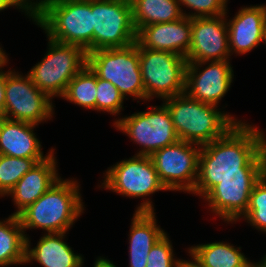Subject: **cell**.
<instances>
[{
	"instance_id": "6da1fadb",
	"label": "cell",
	"mask_w": 266,
	"mask_h": 267,
	"mask_svg": "<svg viewBox=\"0 0 266 267\" xmlns=\"http://www.w3.org/2000/svg\"><path fill=\"white\" fill-rule=\"evenodd\" d=\"M265 172V134L257 126L243 121L201 147L198 178L191 193L203 198L224 178L262 177Z\"/></svg>"
},
{
	"instance_id": "7a4b0ae2",
	"label": "cell",
	"mask_w": 266,
	"mask_h": 267,
	"mask_svg": "<svg viewBox=\"0 0 266 267\" xmlns=\"http://www.w3.org/2000/svg\"><path fill=\"white\" fill-rule=\"evenodd\" d=\"M32 21L55 41L93 51L91 0H36Z\"/></svg>"
},
{
	"instance_id": "3957f363",
	"label": "cell",
	"mask_w": 266,
	"mask_h": 267,
	"mask_svg": "<svg viewBox=\"0 0 266 267\" xmlns=\"http://www.w3.org/2000/svg\"><path fill=\"white\" fill-rule=\"evenodd\" d=\"M77 180L60 178L34 203L18 214L21 226L26 229H42L47 233L65 232L84 210Z\"/></svg>"
},
{
	"instance_id": "277c9868",
	"label": "cell",
	"mask_w": 266,
	"mask_h": 267,
	"mask_svg": "<svg viewBox=\"0 0 266 267\" xmlns=\"http://www.w3.org/2000/svg\"><path fill=\"white\" fill-rule=\"evenodd\" d=\"M162 101L171 115L179 140L185 142L203 146L242 122L229 113L221 112L215 105L189 97L185 92Z\"/></svg>"
},
{
	"instance_id": "5b68a950",
	"label": "cell",
	"mask_w": 266,
	"mask_h": 267,
	"mask_svg": "<svg viewBox=\"0 0 266 267\" xmlns=\"http://www.w3.org/2000/svg\"><path fill=\"white\" fill-rule=\"evenodd\" d=\"M87 65L98 78L111 82L123 95L145 101L139 62V43L87 53Z\"/></svg>"
},
{
	"instance_id": "8992f818",
	"label": "cell",
	"mask_w": 266,
	"mask_h": 267,
	"mask_svg": "<svg viewBox=\"0 0 266 267\" xmlns=\"http://www.w3.org/2000/svg\"><path fill=\"white\" fill-rule=\"evenodd\" d=\"M102 185L119 195L141 198L143 202L135 212H154V205L147 196L158 191H168L160 181L150 156L134 155L109 167ZM145 200H144V198Z\"/></svg>"
},
{
	"instance_id": "52a82bcc",
	"label": "cell",
	"mask_w": 266,
	"mask_h": 267,
	"mask_svg": "<svg viewBox=\"0 0 266 267\" xmlns=\"http://www.w3.org/2000/svg\"><path fill=\"white\" fill-rule=\"evenodd\" d=\"M47 38L46 54L27 74L39 90L53 99L61 97L69 82L87 65V52L78 45Z\"/></svg>"
},
{
	"instance_id": "ba28073f",
	"label": "cell",
	"mask_w": 266,
	"mask_h": 267,
	"mask_svg": "<svg viewBox=\"0 0 266 267\" xmlns=\"http://www.w3.org/2000/svg\"><path fill=\"white\" fill-rule=\"evenodd\" d=\"M139 62L145 88V101L174 97L185 92L187 59L181 55L143 48L139 44Z\"/></svg>"
},
{
	"instance_id": "9c48e42d",
	"label": "cell",
	"mask_w": 266,
	"mask_h": 267,
	"mask_svg": "<svg viewBox=\"0 0 266 267\" xmlns=\"http://www.w3.org/2000/svg\"><path fill=\"white\" fill-rule=\"evenodd\" d=\"M148 111H141L114 121L115 128L129 136L133 143L139 144L141 150L136 155L151 156L179 140L167 107L148 106Z\"/></svg>"
},
{
	"instance_id": "30bf717a",
	"label": "cell",
	"mask_w": 266,
	"mask_h": 267,
	"mask_svg": "<svg viewBox=\"0 0 266 267\" xmlns=\"http://www.w3.org/2000/svg\"><path fill=\"white\" fill-rule=\"evenodd\" d=\"M93 51L121 48L136 42L130 0H91Z\"/></svg>"
},
{
	"instance_id": "8fae6325",
	"label": "cell",
	"mask_w": 266,
	"mask_h": 267,
	"mask_svg": "<svg viewBox=\"0 0 266 267\" xmlns=\"http://www.w3.org/2000/svg\"><path fill=\"white\" fill-rule=\"evenodd\" d=\"M52 98L39 90L28 74L5 71V108L3 118L39 125L52 119Z\"/></svg>"
},
{
	"instance_id": "7c38bea8",
	"label": "cell",
	"mask_w": 266,
	"mask_h": 267,
	"mask_svg": "<svg viewBox=\"0 0 266 267\" xmlns=\"http://www.w3.org/2000/svg\"><path fill=\"white\" fill-rule=\"evenodd\" d=\"M201 147L178 140L150 156L160 181L168 191L191 193L194 190Z\"/></svg>"
},
{
	"instance_id": "4fadbf2b",
	"label": "cell",
	"mask_w": 266,
	"mask_h": 267,
	"mask_svg": "<svg viewBox=\"0 0 266 267\" xmlns=\"http://www.w3.org/2000/svg\"><path fill=\"white\" fill-rule=\"evenodd\" d=\"M206 64L209 65L201 70V67ZM233 73L230 60L209 61V63L208 61L188 62L185 93L202 103L218 107L233 83Z\"/></svg>"
},
{
	"instance_id": "5bb4252c",
	"label": "cell",
	"mask_w": 266,
	"mask_h": 267,
	"mask_svg": "<svg viewBox=\"0 0 266 267\" xmlns=\"http://www.w3.org/2000/svg\"><path fill=\"white\" fill-rule=\"evenodd\" d=\"M227 12L217 17L192 18L187 62L230 60Z\"/></svg>"
},
{
	"instance_id": "9a60e30c",
	"label": "cell",
	"mask_w": 266,
	"mask_h": 267,
	"mask_svg": "<svg viewBox=\"0 0 266 267\" xmlns=\"http://www.w3.org/2000/svg\"><path fill=\"white\" fill-rule=\"evenodd\" d=\"M261 177L224 178L214 186L203 200L209 202V210L220 216L226 223H235L245 214L250 194Z\"/></svg>"
},
{
	"instance_id": "2e32d148",
	"label": "cell",
	"mask_w": 266,
	"mask_h": 267,
	"mask_svg": "<svg viewBox=\"0 0 266 267\" xmlns=\"http://www.w3.org/2000/svg\"><path fill=\"white\" fill-rule=\"evenodd\" d=\"M191 35V18L184 16L175 21L142 27L137 32L136 41L143 48L168 51L186 57L190 49Z\"/></svg>"
},
{
	"instance_id": "e0dca14e",
	"label": "cell",
	"mask_w": 266,
	"mask_h": 267,
	"mask_svg": "<svg viewBox=\"0 0 266 267\" xmlns=\"http://www.w3.org/2000/svg\"><path fill=\"white\" fill-rule=\"evenodd\" d=\"M226 23L231 55L251 52L262 43L266 5L241 7L232 19H226Z\"/></svg>"
},
{
	"instance_id": "ac0fdd59",
	"label": "cell",
	"mask_w": 266,
	"mask_h": 267,
	"mask_svg": "<svg viewBox=\"0 0 266 267\" xmlns=\"http://www.w3.org/2000/svg\"><path fill=\"white\" fill-rule=\"evenodd\" d=\"M54 151L45 160L38 162L11 189L6 196H11L18 215L28 205L34 203L61 178L58 176L57 161Z\"/></svg>"
},
{
	"instance_id": "d6986e66",
	"label": "cell",
	"mask_w": 266,
	"mask_h": 267,
	"mask_svg": "<svg viewBox=\"0 0 266 267\" xmlns=\"http://www.w3.org/2000/svg\"><path fill=\"white\" fill-rule=\"evenodd\" d=\"M37 124L0 118V154L17 158L46 159L55 150L46 154L34 132Z\"/></svg>"
},
{
	"instance_id": "ffe728a7",
	"label": "cell",
	"mask_w": 266,
	"mask_h": 267,
	"mask_svg": "<svg viewBox=\"0 0 266 267\" xmlns=\"http://www.w3.org/2000/svg\"><path fill=\"white\" fill-rule=\"evenodd\" d=\"M65 232L46 233L40 237L36 247L31 248V241L26 238V261H36L43 267H82L84 258L75 254L72 247L64 241Z\"/></svg>"
},
{
	"instance_id": "44dd1931",
	"label": "cell",
	"mask_w": 266,
	"mask_h": 267,
	"mask_svg": "<svg viewBox=\"0 0 266 267\" xmlns=\"http://www.w3.org/2000/svg\"><path fill=\"white\" fill-rule=\"evenodd\" d=\"M155 212H135L130 225L129 267H146L148 254L166 232L157 225Z\"/></svg>"
},
{
	"instance_id": "7402d4cb",
	"label": "cell",
	"mask_w": 266,
	"mask_h": 267,
	"mask_svg": "<svg viewBox=\"0 0 266 267\" xmlns=\"http://www.w3.org/2000/svg\"><path fill=\"white\" fill-rule=\"evenodd\" d=\"M27 237L18 215L0 221V267L26 264Z\"/></svg>"
},
{
	"instance_id": "603a6c76",
	"label": "cell",
	"mask_w": 266,
	"mask_h": 267,
	"mask_svg": "<svg viewBox=\"0 0 266 267\" xmlns=\"http://www.w3.org/2000/svg\"><path fill=\"white\" fill-rule=\"evenodd\" d=\"M133 24L138 32L154 23L171 22L184 17L177 0H130Z\"/></svg>"
},
{
	"instance_id": "cb8c5ba5",
	"label": "cell",
	"mask_w": 266,
	"mask_h": 267,
	"mask_svg": "<svg viewBox=\"0 0 266 267\" xmlns=\"http://www.w3.org/2000/svg\"><path fill=\"white\" fill-rule=\"evenodd\" d=\"M241 247L228 242H212L191 246L188 253L196 258L202 267H244L247 258Z\"/></svg>"
},
{
	"instance_id": "d4e9b609",
	"label": "cell",
	"mask_w": 266,
	"mask_h": 267,
	"mask_svg": "<svg viewBox=\"0 0 266 267\" xmlns=\"http://www.w3.org/2000/svg\"><path fill=\"white\" fill-rule=\"evenodd\" d=\"M97 75L86 65L69 82L62 99L80 107L96 110Z\"/></svg>"
},
{
	"instance_id": "484cf974",
	"label": "cell",
	"mask_w": 266,
	"mask_h": 267,
	"mask_svg": "<svg viewBox=\"0 0 266 267\" xmlns=\"http://www.w3.org/2000/svg\"><path fill=\"white\" fill-rule=\"evenodd\" d=\"M43 160L0 154V197L6 196L27 172Z\"/></svg>"
},
{
	"instance_id": "4316f807",
	"label": "cell",
	"mask_w": 266,
	"mask_h": 267,
	"mask_svg": "<svg viewBox=\"0 0 266 267\" xmlns=\"http://www.w3.org/2000/svg\"><path fill=\"white\" fill-rule=\"evenodd\" d=\"M241 218L256 230L266 234V172L255 183L248 208Z\"/></svg>"
},
{
	"instance_id": "83f0119b",
	"label": "cell",
	"mask_w": 266,
	"mask_h": 267,
	"mask_svg": "<svg viewBox=\"0 0 266 267\" xmlns=\"http://www.w3.org/2000/svg\"><path fill=\"white\" fill-rule=\"evenodd\" d=\"M124 97L109 81L97 77L96 111H103L112 115H119L123 107Z\"/></svg>"
},
{
	"instance_id": "f1b7e54d",
	"label": "cell",
	"mask_w": 266,
	"mask_h": 267,
	"mask_svg": "<svg viewBox=\"0 0 266 267\" xmlns=\"http://www.w3.org/2000/svg\"><path fill=\"white\" fill-rule=\"evenodd\" d=\"M180 4L182 13L189 18L217 17L226 14L227 2L229 0H177ZM194 10V13L187 14L183 6Z\"/></svg>"
},
{
	"instance_id": "f546056e",
	"label": "cell",
	"mask_w": 266,
	"mask_h": 267,
	"mask_svg": "<svg viewBox=\"0 0 266 267\" xmlns=\"http://www.w3.org/2000/svg\"><path fill=\"white\" fill-rule=\"evenodd\" d=\"M174 257L172 243L166 233L151 248L146 267H175L178 259Z\"/></svg>"
},
{
	"instance_id": "4dcf8cb0",
	"label": "cell",
	"mask_w": 266,
	"mask_h": 267,
	"mask_svg": "<svg viewBox=\"0 0 266 267\" xmlns=\"http://www.w3.org/2000/svg\"><path fill=\"white\" fill-rule=\"evenodd\" d=\"M9 7H17L30 19H33V7L26 0H0V12Z\"/></svg>"
},
{
	"instance_id": "1f68e13d",
	"label": "cell",
	"mask_w": 266,
	"mask_h": 267,
	"mask_svg": "<svg viewBox=\"0 0 266 267\" xmlns=\"http://www.w3.org/2000/svg\"><path fill=\"white\" fill-rule=\"evenodd\" d=\"M0 69V118L4 116L5 108V71Z\"/></svg>"
},
{
	"instance_id": "d6a6232c",
	"label": "cell",
	"mask_w": 266,
	"mask_h": 267,
	"mask_svg": "<svg viewBox=\"0 0 266 267\" xmlns=\"http://www.w3.org/2000/svg\"><path fill=\"white\" fill-rule=\"evenodd\" d=\"M190 256H191V259H193L192 261L178 259L175 264V267H202L201 264L196 260L194 256H192L191 254Z\"/></svg>"
},
{
	"instance_id": "836d02e7",
	"label": "cell",
	"mask_w": 266,
	"mask_h": 267,
	"mask_svg": "<svg viewBox=\"0 0 266 267\" xmlns=\"http://www.w3.org/2000/svg\"><path fill=\"white\" fill-rule=\"evenodd\" d=\"M94 267H117L113 262L105 257H99L96 259L94 263Z\"/></svg>"
},
{
	"instance_id": "e575fe53",
	"label": "cell",
	"mask_w": 266,
	"mask_h": 267,
	"mask_svg": "<svg viewBox=\"0 0 266 267\" xmlns=\"http://www.w3.org/2000/svg\"><path fill=\"white\" fill-rule=\"evenodd\" d=\"M244 267H266V255L257 263H252L248 259Z\"/></svg>"
},
{
	"instance_id": "d590c367",
	"label": "cell",
	"mask_w": 266,
	"mask_h": 267,
	"mask_svg": "<svg viewBox=\"0 0 266 267\" xmlns=\"http://www.w3.org/2000/svg\"><path fill=\"white\" fill-rule=\"evenodd\" d=\"M9 59L5 51L0 47V69L3 68V66H7Z\"/></svg>"
},
{
	"instance_id": "8d00e7d4",
	"label": "cell",
	"mask_w": 266,
	"mask_h": 267,
	"mask_svg": "<svg viewBox=\"0 0 266 267\" xmlns=\"http://www.w3.org/2000/svg\"><path fill=\"white\" fill-rule=\"evenodd\" d=\"M262 42H264L265 45H266V23H265V26H264V32H263V39H262Z\"/></svg>"
},
{
	"instance_id": "74e56055",
	"label": "cell",
	"mask_w": 266,
	"mask_h": 267,
	"mask_svg": "<svg viewBox=\"0 0 266 267\" xmlns=\"http://www.w3.org/2000/svg\"><path fill=\"white\" fill-rule=\"evenodd\" d=\"M32 7H34L37 4V1L35 0H26ZM33 1V2H32Z\"/></svg>"
}]
</instances>
